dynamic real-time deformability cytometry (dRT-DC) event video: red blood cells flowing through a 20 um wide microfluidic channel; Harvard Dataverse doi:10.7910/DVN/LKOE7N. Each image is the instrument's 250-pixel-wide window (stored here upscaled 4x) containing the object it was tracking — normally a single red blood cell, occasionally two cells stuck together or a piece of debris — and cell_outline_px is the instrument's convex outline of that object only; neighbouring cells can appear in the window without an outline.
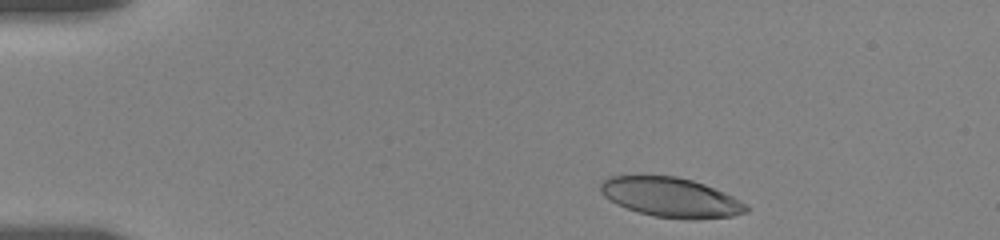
{"species": "human", "species_latin": "Homo sapiens", "temperature_condition": "room temperature", "stored_images_in_passage": 21, "camera_frame_rate_fps": 3000, "um_per_image_px": 0.085, "donor": {"sex": "female"}, "frame": {"image": 1, "passage_image": 1, "time_ms": 0.0, "image_size_px": [1000, 240], "cell_outline_px": [[748, 212], [732, 216], [696, 220], [684, 220], [652, 216], [616, 204], [608, 200], [600, 192], [600, 180], [608, 176], [640, 172], [676, 176], [692, 180], [704, 184], [732, 196], [740, 200], [748, 208]], "centroid_in_image_um": [56.92, 16.73], "position_along_channel_um": 28.1, "area_um2": 34.74}}
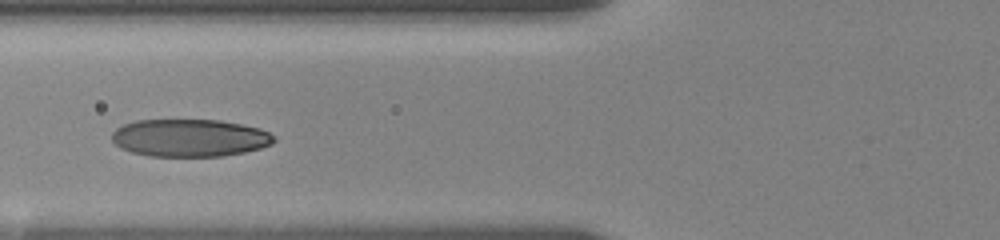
{"frame": {"image": 2, "passage_image": 11, "time_ms": 4.333, "image_size_px": [1000, 240], "cell_outline_px": [[276, 140], [272, 144], [260, 148], [244, 152], [224, 156], [148, 156], [132, 152], [120, 148], [112, 140], [112, 132], [116, 128], [124, 124], [136, 120], [220, 120], [260, 128], [276, 136]], "centroid_in_image_um": [16.13, 11.72], "position_along_channel_um": 109.7, "area_um2": 35.6}}
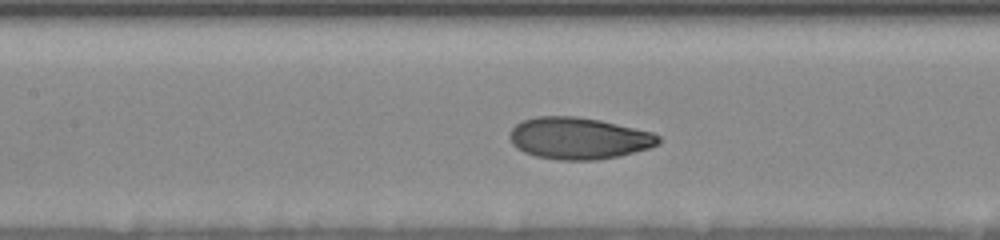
{"frame": {"image": 3, "passage_image": 17, "time_ms": 5.667, "image_size_px": [1000, 240], "cell_outline_px": [[660, 144], [648, 148], [620, 156], [596, 160], [556, 160], [536, 156], [524, 152], [516, 148], [512, 144], [508, 136], [512, 128], [520, 120], [536, 116], [576, 116], [600, 120], [652, 132], [660, 136]], "centroid_in_image_um": [49.16, 11.75], "position_along_channel_um": 158.2, "area_um2": 36.47}}